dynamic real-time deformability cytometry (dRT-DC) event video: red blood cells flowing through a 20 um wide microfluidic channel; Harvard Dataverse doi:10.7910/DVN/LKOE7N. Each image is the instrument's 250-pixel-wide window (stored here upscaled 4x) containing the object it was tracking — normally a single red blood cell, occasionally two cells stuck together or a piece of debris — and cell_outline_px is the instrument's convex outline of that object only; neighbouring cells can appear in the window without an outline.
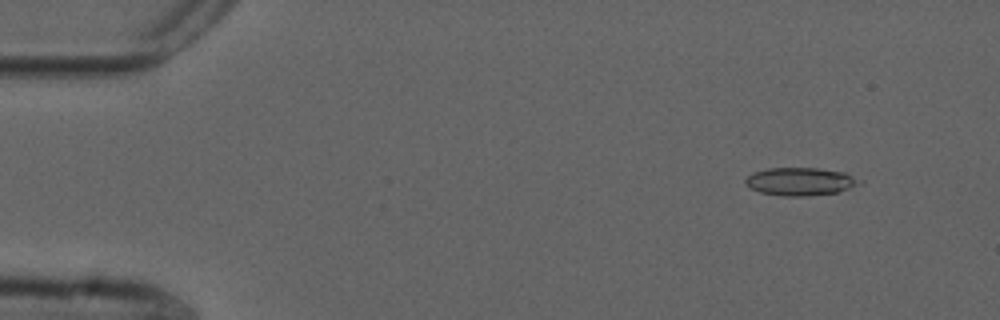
{"species": "common noctule bat (a hibernating species)", "species_latin": "Nyctalus noctula", "temperature_condition": "cold", "stored_images_in_passage": 55, "camera_frame_rate_fps": 3000, "um_per_image_px": 0.085, "animal": {"sex": "male", "forearm_length_mm": 52.5}, "frame": {"image": 1, "passage_image": 5, "time_ms": 1.333, "image_size_px": [1000, 320], "cell_outline_px": [[864, 184], [836, 192], [804, 196], [780, 196], [760, 192], [744, 184], [744, 180], [752, 172], [768, 168], [820, 168], [844, 172], [864, 180]], "centroid_in_image_um": [68.06, 15.42], "position_along_channel_um": 16.9, "area_um2": 18.79}}
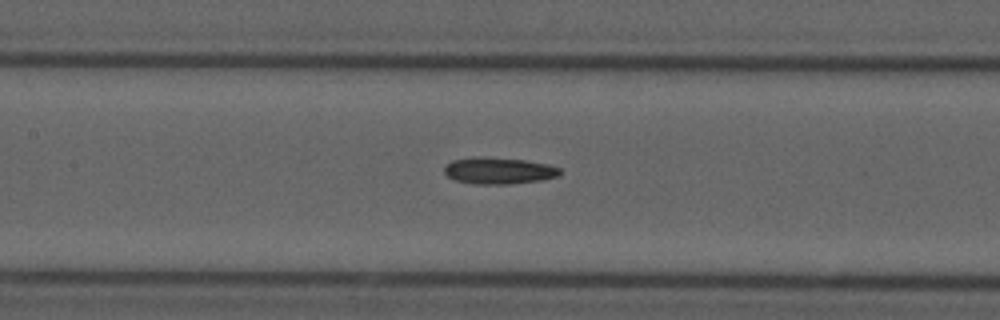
{"frame": {"image": 2, "passage_image": 25, "time_ms": 8.0, "image_size_px": [1000, 320], "cell_outline_px": [[560, 172], [556, 176], [544, 180], [508, 184], [472, 184], [456, 180], [448, 176], [444, 172], [444, 168], [452, 160], [524, 160], [548, 164], [560, 168]], "centroid_in_image_um": [42.46, 14.57], "position_along_channel_um": 164.9, "area_um2": 16.82}}
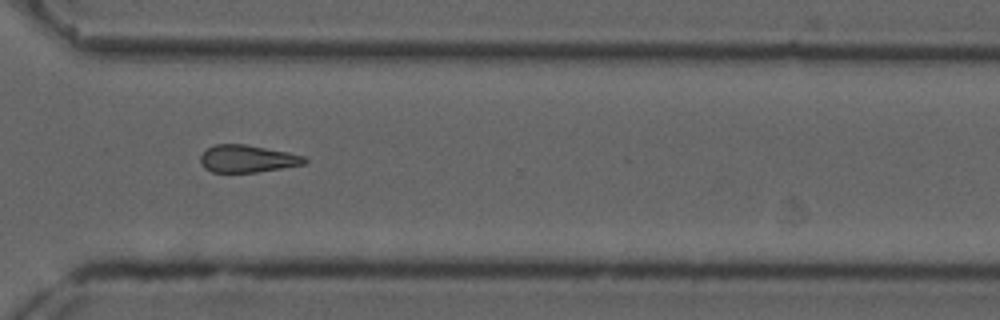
{"frame": {"image": 3, "passage_image": 40, "time_ms": 13.0, "image_size_px": [1000, 320], "cell_outline_px": [[308, 160], [304, 164], [256, 172], [212, 172], [204, 168], [200, 164], [200, 156], [208, 148], [216, 144], [244, 144], [288, 152], [304, 156]], "centroid_in_image_um": [21.0, 13.49], "position_along_channel_um": 349.6, "area_um2": 16.47}}